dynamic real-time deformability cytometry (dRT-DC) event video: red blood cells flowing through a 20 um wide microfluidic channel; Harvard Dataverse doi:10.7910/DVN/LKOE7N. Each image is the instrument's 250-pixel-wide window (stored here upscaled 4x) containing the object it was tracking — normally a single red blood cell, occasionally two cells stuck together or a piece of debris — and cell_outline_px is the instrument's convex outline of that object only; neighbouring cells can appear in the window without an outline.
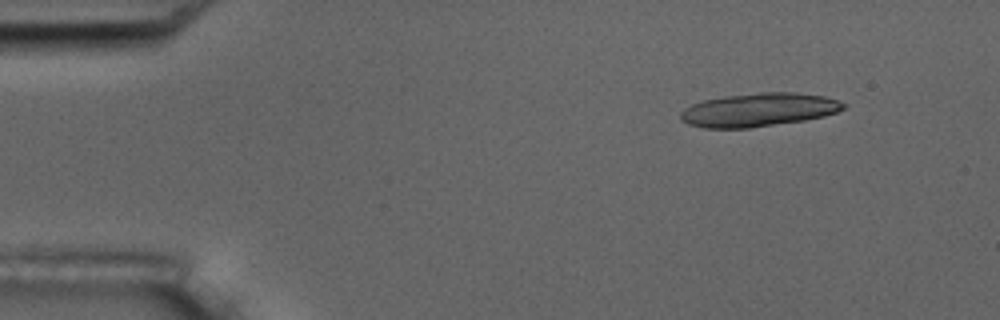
{"species": "common noctule bat (a hibernating species)", "species_latin": "Nyctalus noctula", "temperature_condition": "room temperature", "stored_images_in_passage": 6, "segment_of_instrument_passage": [2, 2], "camera_frame_rate_fps": 3000, "um_per_image_px": 0.085, "animal": {"sex": "male", "body_mass_g": 17.5, "forearm_length_mm": 52.3}, "frame": {"image": 1, "passage_image": 6, "time_ms": 6.667, "image_size_px": [1000, 320], "cell_outline_px": [[848, 104], [844, 108], [836, 112], [824, 116], [804, 120], [748, 128], [704, 128], [688, 124], [680, 120], [680, 112], [684, 108], [692, 104], [704, 100], [724, 96], [760, 92], [796, 92], [824, 96]], "centroid_in_image_um": [64.46, 9.33], "position_along_channel_um": 20.5, "area_um2": 31.79}}